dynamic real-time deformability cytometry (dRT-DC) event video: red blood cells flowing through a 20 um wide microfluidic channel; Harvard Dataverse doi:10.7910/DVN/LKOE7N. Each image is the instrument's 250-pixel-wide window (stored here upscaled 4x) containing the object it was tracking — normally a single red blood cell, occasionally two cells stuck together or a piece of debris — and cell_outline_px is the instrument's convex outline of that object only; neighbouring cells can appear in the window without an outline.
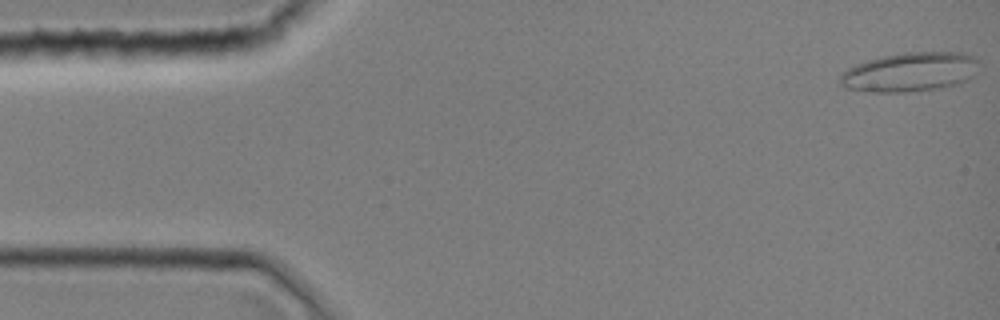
{"species": "common noctule bat (a hibernating species)", "species_latin": "Nyctalus noctula", "temperature_condition": "room temperature", "stored_images_in_passage": 10, "camera_frame_rate_fps": 3000, "um_per_image_px": 0.085, "animal": {"sex": "female", "body_mass_g": 19.0, "forearm_length_mm": 51.5}, "frame": {"image": 1, "passage_image": 1, "time_ms": 0.0, "image_size_px": [1000, 320], "cell_outline_px": [[980, 60], [972, 76], [960, 84], [940, 88], [904, 92], [868, 92], [844, 88], [840, 84], [840, 76], [848, 68], [856, 64], [880, 56], [904, 52], [960, 52], [972, 56]], "centroid_in_image_um": [77.34, 6.12], "position_along_channel_um": 7.7, "area_um2": 31.91}}